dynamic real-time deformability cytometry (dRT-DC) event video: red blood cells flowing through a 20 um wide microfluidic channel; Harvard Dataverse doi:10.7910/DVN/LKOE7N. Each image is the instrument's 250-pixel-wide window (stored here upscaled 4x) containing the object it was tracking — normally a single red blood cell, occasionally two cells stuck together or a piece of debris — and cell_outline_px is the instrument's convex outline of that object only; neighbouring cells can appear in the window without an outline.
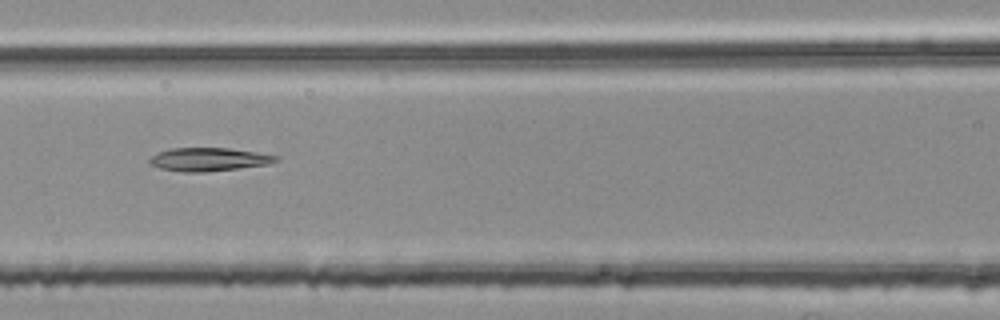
{"species": "common noctule bat (a hibernating species)", "species_latin": "Nyctalus noctula", "temperature_condition": "room temperature", "stored_images_in_passage": 50, "segment_of_instrument_passage": [2, 2], "camera_frame_rate_fps": 3000, "um_per_image_px": 0.085, "animal": {"sex": "female", "body_mass_g": 25.1}, "frame": {"image": 1, "passage_image": 23, "time_ms": 7.333, "image_size_px": [1000, 320], "cell_outline_px": [[280, 160], [268, 164], [204, 172], [180, 172], [160, 168], [148, 164], [148, 160], [156, 152], [172, 148], [228, 148], [256, 152], [280, 156]], "centroid_in_image_um": [17.71, 13.54], "position_along_channel_um": 148.9, "area_um2": 17.22}}
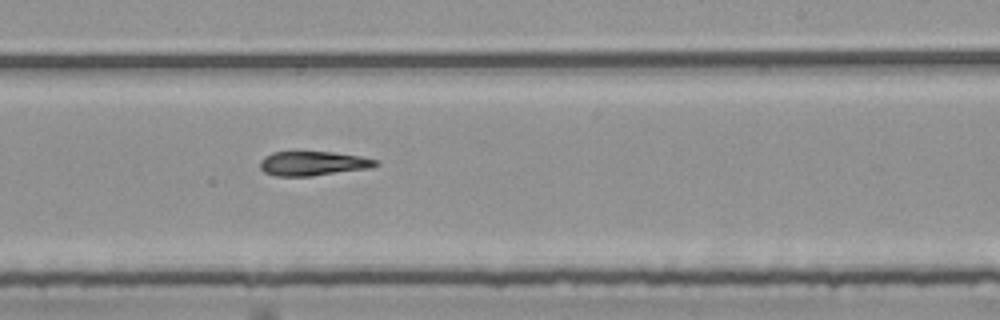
{"frame": {"image": 2, "passage_image": 32, "time_ms": 10.333, "image_size_px": [1000, 320], "cell_outline_px": [[380, 164], [372, 168], [312, 176], [276, 176], [264, 172], [260, 168], [260, 160], [264, 156], [272, 152], [332, 152], [360, 156], [380, 160]], "centroid_in_image_um": [26.64, 13.89], "position_along_channel_um": 262.4, "area_um2": 16.59}}
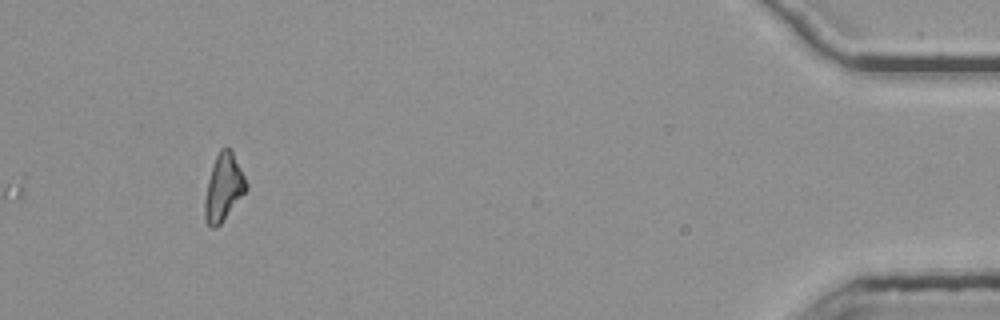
{"frame": {"image": 3, "passage_image": 50, "time_ms": 16.333, "image_size_px": [1000, 320], "cell_outline_px": [[248, 188], [220, 224], [216, 228], [208, 228], [204, 220], [204, 200], [208, 180], [216, 156], [220, 148], [228, 148], [232, 152], [248, 184]], "centroid_in_image_um": [18.97, 15.99], "position_along_channel_um": 416.2, "area_um2": 15.95}}